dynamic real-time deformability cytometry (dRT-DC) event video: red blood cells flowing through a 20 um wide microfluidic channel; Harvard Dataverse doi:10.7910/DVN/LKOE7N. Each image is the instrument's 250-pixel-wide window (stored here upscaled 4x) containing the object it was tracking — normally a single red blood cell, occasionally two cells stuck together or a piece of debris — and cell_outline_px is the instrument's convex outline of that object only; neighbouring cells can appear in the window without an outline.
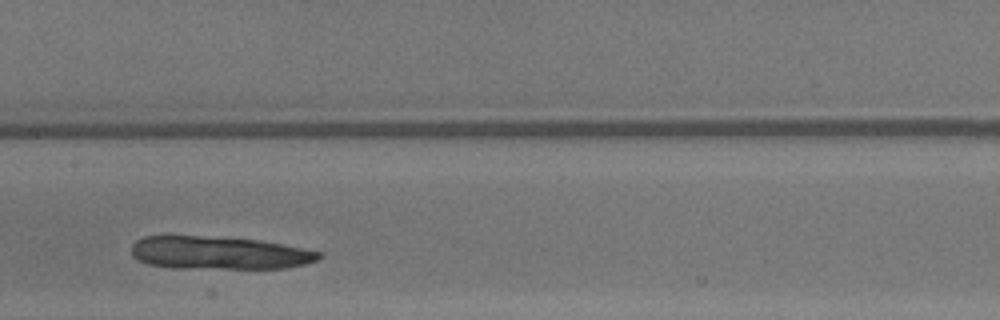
{"species": "common noctule bat (a hibernating species)", "species_latin": "Nyctalus noctula", "temperature_condition": "warm", "stored_images_in_passage": 23, "camera_frame_rate_fps": 3000, "um_per_image_px": 0.085, "animal": {"sex": "male", "body_mass_g": 13.3}, "frame": {"image": 1, "passage_image": 10, "time_ms": 3.0, "image_size_px": [1000, 320], "cell_outline_px": [[320, 256], [316, 260], [304, 264], [288, 268], [172, 268], [148, 264], [132, 256], [132, 244], [136, 240], [144, 236], [200, 236], [260, 240], [304, 248], [320, 252]], "centroid_in_image_um": [18.59, 21.5], "position_along_channel_um": 188.8, "area_um2": 35.84}}